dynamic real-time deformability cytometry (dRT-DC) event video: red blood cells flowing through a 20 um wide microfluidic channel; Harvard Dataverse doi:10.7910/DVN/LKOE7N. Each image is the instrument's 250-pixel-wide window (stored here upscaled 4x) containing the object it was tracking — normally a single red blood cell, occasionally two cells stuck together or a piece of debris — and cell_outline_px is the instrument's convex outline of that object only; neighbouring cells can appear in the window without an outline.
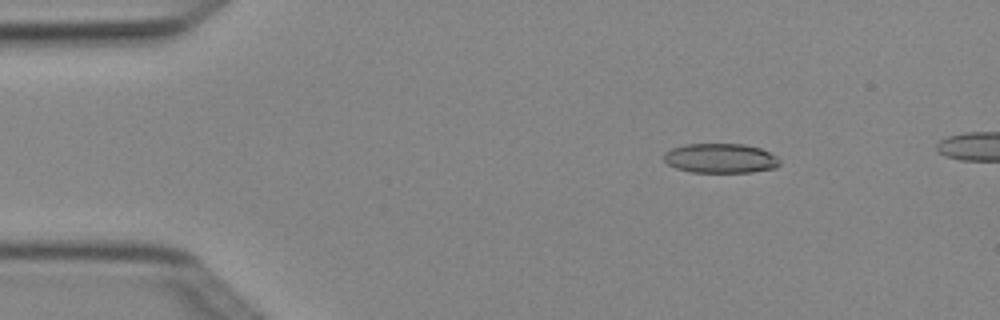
{"species": "Egyptian fruit bat (a non-hibernating species)", "species_latin": "Rousettus aegyptiacus", "temperature_condition": "cold", "stored_images_in_passage": 4, "camera_frame_rate_fps": 3000, "um_per_image_px": 0.085, "animal": {"sex": "female"}, "frame": {"image": 1, "passage_image": 1, "time_ms": 0.0, "image_size_px": [1000, 320], "cell_outline_px": [[780, 164], [776, 168], [752, 172], [692, 172], [676, 168], [668, 164], [664, 160], [664, 152], [672, 148], [684, 144], [744, 144], [760, 148], [776, 156], [780, 160]], "centroid_in_image_um": [61.24, 13.45], "position_along_channel_um": 23.8, "area_um2": 20.0}}